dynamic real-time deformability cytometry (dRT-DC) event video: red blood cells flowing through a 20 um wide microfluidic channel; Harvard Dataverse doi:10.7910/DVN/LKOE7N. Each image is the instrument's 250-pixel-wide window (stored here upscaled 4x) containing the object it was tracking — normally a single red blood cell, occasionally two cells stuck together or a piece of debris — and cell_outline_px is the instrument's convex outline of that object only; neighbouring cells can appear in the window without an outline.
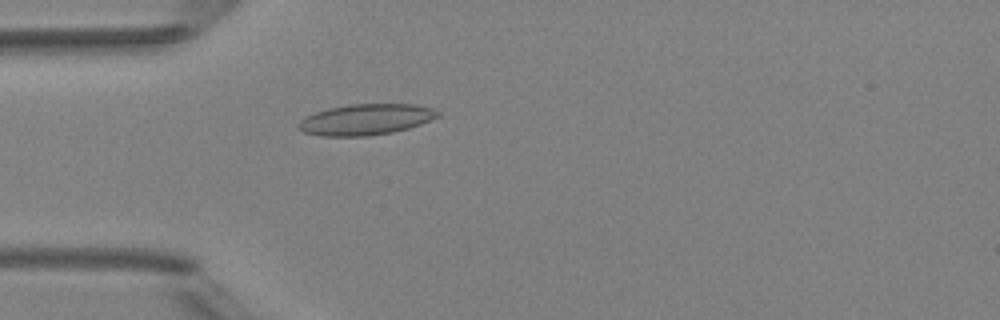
{"species": "Egyptian fruit bat (a non-hibernating species)", "species_latin": "Rousettus aegyptiacus", "temperature_condition": "room temperature", "stored_images_in_passage": 5, "camera_frame_rate_fps": 3000, "um_per_image_px": 0.085, "animal": {"sex": "female"}, "frame": {"image": 1, "passage_image": 5, "time_ms": 4.667, "image_size_px": [1000, 320], "cell_outline_px": [[440, 116], [420, 124], [408, 128], [392, 132], [368, 136], [320, 136], [304, 132], [296, 128], [296, 124], [300, 120], [316, 112], [328, 108], [352, 104], [416, 104], [432, 108], [440, 112]], "centroid_in_image_um": [31.09, 10.16], "position_along_channel_um": 53.9, "area_um2": 25.14}}